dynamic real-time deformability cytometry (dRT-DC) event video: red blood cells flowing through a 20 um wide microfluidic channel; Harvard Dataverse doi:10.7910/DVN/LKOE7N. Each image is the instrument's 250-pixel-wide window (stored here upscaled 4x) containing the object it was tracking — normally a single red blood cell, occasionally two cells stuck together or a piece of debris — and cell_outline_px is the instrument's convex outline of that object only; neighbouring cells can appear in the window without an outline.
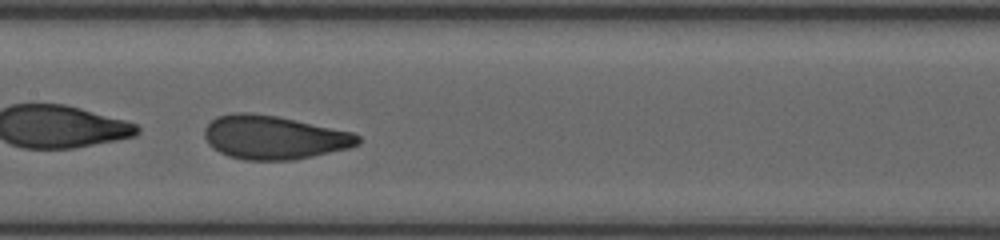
{"species": "human", "species_latin": "Homo sapiens", "temperature_condition": "room temperature", "stored_images_in_passage": 38, "camera_frame_rate_fps": 3000, "um_per_image_px": 0.085, "donor": {"sex": "female"}, "frame": {"image": 1, "passage_image": 17, "time_ms": 5.333, "image_size_px": [1000, 240], "cell_outline_px": [[360, 144], [348, 148], [312, 156], [292, 160], [244, 160], [228, 156], [212, 148], [208, 144], [204, 136], [204, 128], [216, 116], [236, 112], [252, 112], [276, 116], [352, 132], [360, 136]], "centroid_in_image_um": [23.24, 11.68], "position_along_channel_um": 184.2, "area_um2": 39.02}}
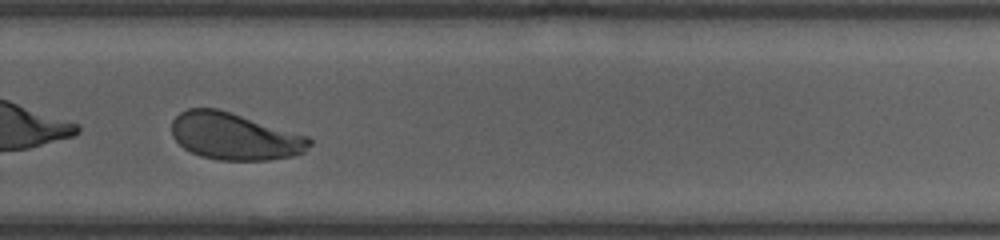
{"frame": {"image": 2, "passage_image": 27, "time_ms": 8.667, "image_size_px": [1000, 240], "cell_outline_px": [[312, 144], [304, 152], [292, 156], [268, 160], [220, 160], [200, 156], [184, 148], [172, 136], [172, 120], [180, 112], [188, 108], [216, 108], [308, 136], [312, 140]], "centroid_in_image_um": [19.93, 11.59], "position_along_channel_um": 309.9, "area_um2": 37.51}, "authors_computed_cell_mechanics": {"area_um2": 39.304, "velocity_mm_per_s": 3.7814, "shape_relaxation_time_tau1_ms": 1.2257, "shape_relaxation_time_tau2_ms": 0.8679, "deformation_change_tau1": 0.2672, "deformation_change_tau2": 0.0736}}